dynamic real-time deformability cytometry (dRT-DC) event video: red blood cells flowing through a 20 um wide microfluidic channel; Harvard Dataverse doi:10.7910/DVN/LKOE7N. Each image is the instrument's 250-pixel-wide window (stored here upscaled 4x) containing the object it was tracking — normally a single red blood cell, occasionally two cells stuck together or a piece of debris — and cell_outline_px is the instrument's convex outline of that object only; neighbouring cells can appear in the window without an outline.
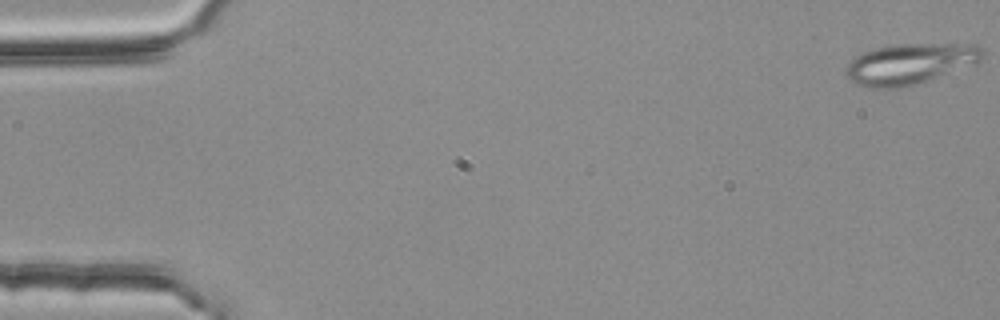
{"species": "common noctule bat (a hibernating species)", "species_latin": "Nyctalus noctula", "temperature_condition": "room temperature", "stored_images_in_passage": 9, "camera_frame_rate_fps": 3000, "um_per_image_px": 0.085, "animal": {"sex": "female", "body_mass_g": 25.1}, "frame": {"image": 1, "passage_image": 1, "time_ms": 0.0, "image_size_px": [1000, 320], "cell_outline_px": [[984, 56], [980, 60], [928, 80], [904, 88], [864, 88], [856, 84], [848, 76], [848, 64], [856, 56], [872, 48], [888, 44], [976, 44], [984, 48]], "centroid_in_image_um": [77.32, 5.41], "position_along_channel_um": 7.7, "area_um2": 32.14}}